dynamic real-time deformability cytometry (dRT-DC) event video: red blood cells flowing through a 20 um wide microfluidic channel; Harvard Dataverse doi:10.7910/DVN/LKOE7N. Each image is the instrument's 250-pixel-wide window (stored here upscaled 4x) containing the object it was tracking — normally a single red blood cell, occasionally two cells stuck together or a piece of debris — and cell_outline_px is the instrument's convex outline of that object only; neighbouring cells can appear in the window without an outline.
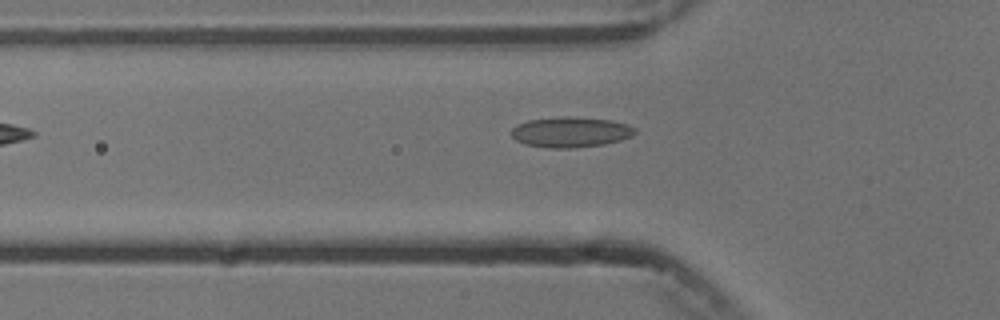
{"species": "common noctule bat (a hibernating species)", "species_latin": "Nyctalus noctula", "temperature_condition": "cold", "stored_images_in_passage": 5, "camera_frame_rate_fps": 3000, "um_per_image_px": 0.085, "animal": {"sex": "male", "body_mass_g": 13.3}, "frame": {"image": 1, "passage_image": 5, "time_ms": 5.667, "image_size_px": [1000, 320], "cell_outline_px": [[636, 132], [632, 136], [620, 140], [604, 144], [572, 148], [548, 148], [524, 144], [516, 140], [512, 136], [512, 128], [516, 124], [528, 120], [564, 116], [576, 116], [612, 120], [628, 124], [636, 128]], "centroid_in_image_um": [48.51, 11.22], "position_along_channel_um": 77.3, "area_um2": 22.14}}